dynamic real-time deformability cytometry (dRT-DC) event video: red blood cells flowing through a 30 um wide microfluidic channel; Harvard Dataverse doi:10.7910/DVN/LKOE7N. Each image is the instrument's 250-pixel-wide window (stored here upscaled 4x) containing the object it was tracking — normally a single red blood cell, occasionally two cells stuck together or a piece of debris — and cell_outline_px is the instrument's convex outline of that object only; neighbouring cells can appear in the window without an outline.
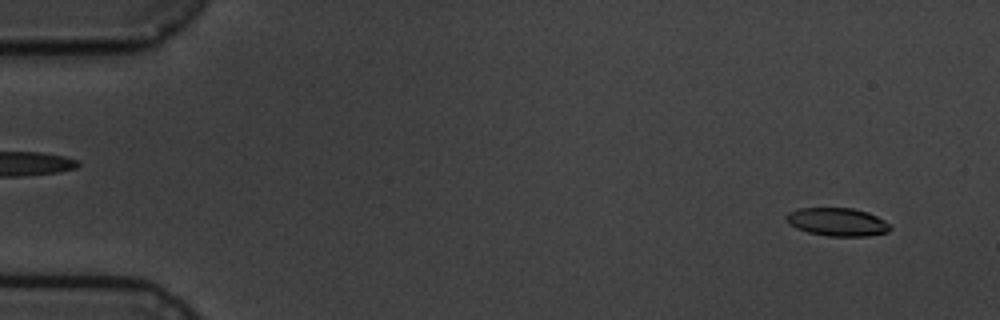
{"species": "common noctule bat (a hibernating species)", "species_latin": "Nyctalus noctula", "temperature_condition": "cold", "stored_images_in_passage": 5, "segment_of_instrument_passage": [2, 2], "camera_frame_rate_fps": 3000, "um_per_image_px": 0.085, "animal": {"sex": "male", "body_mass_g": 19.5, "forearm_length_mm": 54.6}, "frame": {"image": 1, "passage_image": 5, "time_ms": 5.667, "image_size_px": [1000, 320], "cell_outline_px": [[892, 228], [888, 232], [868, 236], [828, 236], [808, 232], [796, 228], [784, 216], [788, 212], [800, 208], [852, 208], [868, 212], [892, 224]], "centroid_in_image_um": [71.22, 18.86], "position_along_channel_um": 13.8, "area_um2": 17.05}}